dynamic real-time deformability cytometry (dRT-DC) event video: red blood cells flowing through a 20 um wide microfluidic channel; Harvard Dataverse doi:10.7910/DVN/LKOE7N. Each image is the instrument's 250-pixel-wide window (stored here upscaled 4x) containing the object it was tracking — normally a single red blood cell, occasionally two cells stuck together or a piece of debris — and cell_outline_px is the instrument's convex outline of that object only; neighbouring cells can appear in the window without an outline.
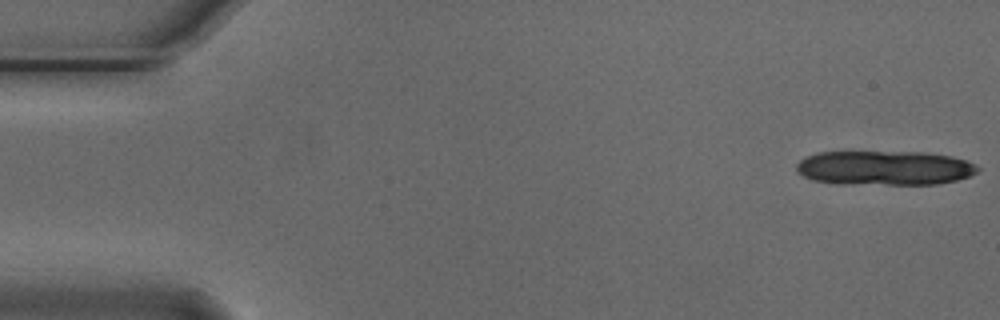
{"species": "Egyptian fruit bat (a non-hibernating species)", "species_latin": "Rousettus aegyptiacus", "temperature_condition": "cold", "stored_images_in_passage": 13, "camera_frame_rate_fps": 3000, "um_per_image_px": 0.085, "animal": {"sex": "male"}, "frame": {"image": 1, "passage_image": 1, "time_ms": 0.0, "image_size_px": [1000, 320], "cell_outline_px": [[980, 168], [976, 172], [968, 176], [956, 180], [936, 184], [836, 184], [812, 180], [796, 172], [796, 164], [800, 160], [816, 152], [928, 152], [952, 156], [968, 160]], "centroid_in_image_um": [75.17, 14.27], "position_along_channel_um": 9.8, "area_um2": 36.65}}